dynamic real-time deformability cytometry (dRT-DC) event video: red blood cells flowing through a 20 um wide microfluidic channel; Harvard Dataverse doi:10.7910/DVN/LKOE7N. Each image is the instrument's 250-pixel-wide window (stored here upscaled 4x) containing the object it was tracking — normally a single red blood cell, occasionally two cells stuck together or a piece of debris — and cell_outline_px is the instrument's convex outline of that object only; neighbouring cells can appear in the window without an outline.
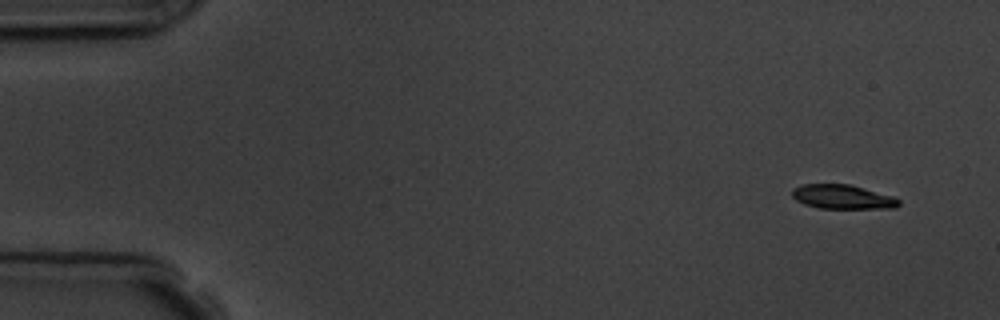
{"species": "common noctule bat (a hibernating species)", "species_latin": "Nyctalus noctula", "temperature_condition": "room temperature", "stored_images_in_passage": 7, "camera_frame_rate_fps": 3000, "um_per_image_px": 0.085, "animal": {"sex": "male", "body_mass_g": 19.5, "forearm_length_mm": 54.6}, "frame": {"image": 1, "passage_image": 1, "time_ms": 0.0, "image_size_px": [1000, 320], "cell_outline_px": [[900, 204], [896, 208], [820, 208], [804, 204], [796, 200], [792, 196], [792, 188], [800, 184], [848, 184], [892, 196], [900, 200]], "centroid_in_image_um": [71.58, 16.73], "position_along_channel_um": 13.4, "area_um2": 14.97}}
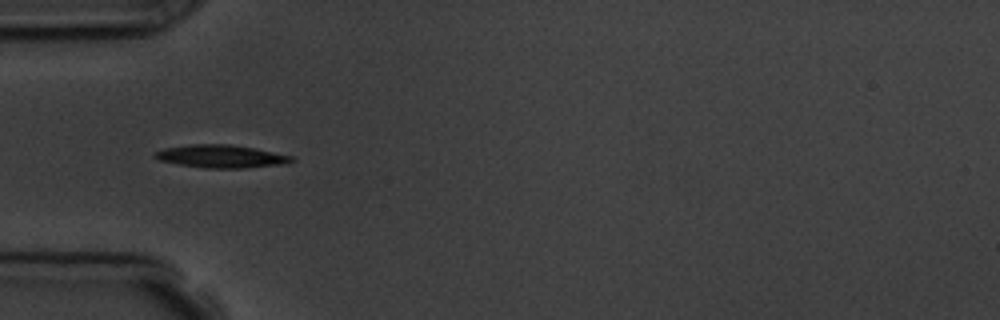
{"frame": {"image": 2, "passage_image": 5, "time_ms": 4.667, "image_size_px": [1000, 320], "cell_outline_px": [[296, 160], [288, 164], [244, 168], [204, 168], [180, 164], [160, 160], [152, 156], [156, 152], [164, 148], [192, 144], [232, 144], [256, 148], [296, 156]], "centroid_in_image_um": [18.91, 13.29], "position_along_channel_um": 66.1, "area_um2": 18.5}}